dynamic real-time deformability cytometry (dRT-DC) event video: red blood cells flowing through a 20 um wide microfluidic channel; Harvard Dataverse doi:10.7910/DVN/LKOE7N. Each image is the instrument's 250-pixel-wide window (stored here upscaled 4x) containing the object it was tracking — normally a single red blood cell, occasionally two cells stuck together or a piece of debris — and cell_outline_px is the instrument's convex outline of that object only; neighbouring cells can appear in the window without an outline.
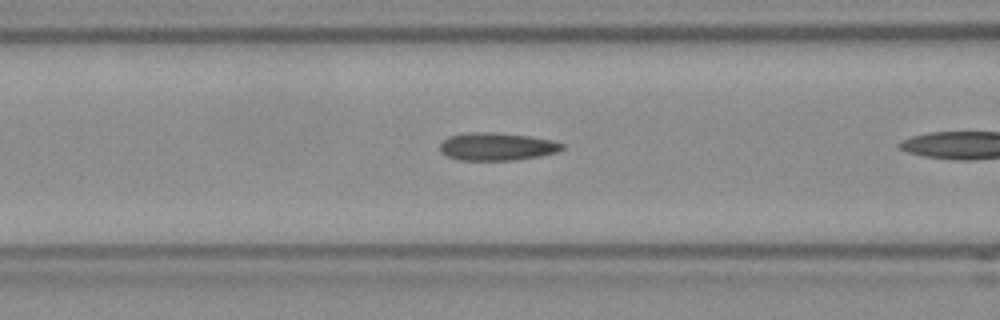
{"species": "Egyptian fruit bat (a non-hibernating species)", "species_latin": "Rousettus aegyptiacus", "temperature_condition": "room temperature", "stored_images_in_passage": 9, "camera_frame_rate_fps": 3000, "um_per_image_px": 0.085, "frame": {"image": 1, "passage_image": 8, "time_ms": 2.333, "image_size_px": [1000, 320], "cell_outline_px": [[564, 148], [556, 152], [540, 156], [516, 160], [460, 160], [448, 156], [440, 152], [440, 144], [448, 136], [464, 132], [492, 132], [528, 136], [552, 140], [564, 144]], "centroid_in_image_um": [42.21, 12.45], "position_along_channel_um": 124.4, "area_um2": 19.83}}